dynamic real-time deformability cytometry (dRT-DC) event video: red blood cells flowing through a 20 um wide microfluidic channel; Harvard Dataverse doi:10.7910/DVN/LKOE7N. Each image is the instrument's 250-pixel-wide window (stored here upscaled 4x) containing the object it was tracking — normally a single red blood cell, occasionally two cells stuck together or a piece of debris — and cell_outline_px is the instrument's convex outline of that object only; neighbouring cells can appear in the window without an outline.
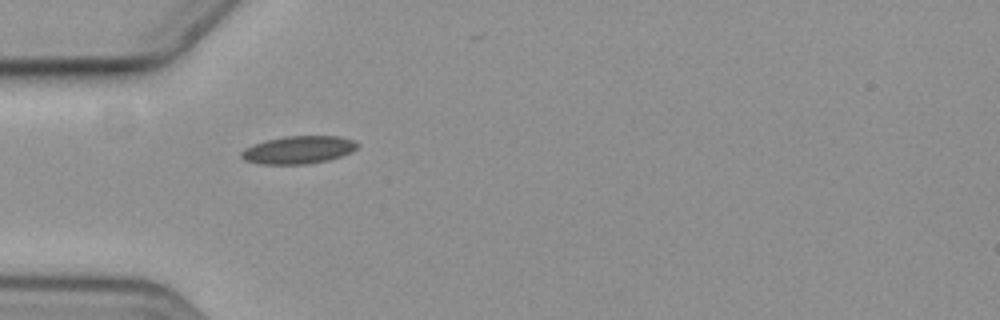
{"species": "common noctule bat (a hibernating species)", "species_latin": "Nyctalus noctula", "temperature_condition": "cold", "stored_images_in_passage": 5, "camera_frame_rate_fps": 3000, "um_per_image_px": 0.085, "animal": {"sex": "female", "body_mass_g": 19.3, "forearm_length_mm": 54.1}, "frame": {"image": 1, "passage_image": 5, "time_ms": 5.0, "image_size_px": [1000, 320], "cell_outline_px": [[360, 144], [352, 152], [328, 160], [308, 164], [260, 164], [244, 160], [240, 156], [240, 152], [244, 148], [252, 144], [284, 136], [340, 136], [356, 140]], "centroid_in_image_um": [25.37, 12.73], "position_along_channel_um": 59.6, "area_um2": 18.96}}